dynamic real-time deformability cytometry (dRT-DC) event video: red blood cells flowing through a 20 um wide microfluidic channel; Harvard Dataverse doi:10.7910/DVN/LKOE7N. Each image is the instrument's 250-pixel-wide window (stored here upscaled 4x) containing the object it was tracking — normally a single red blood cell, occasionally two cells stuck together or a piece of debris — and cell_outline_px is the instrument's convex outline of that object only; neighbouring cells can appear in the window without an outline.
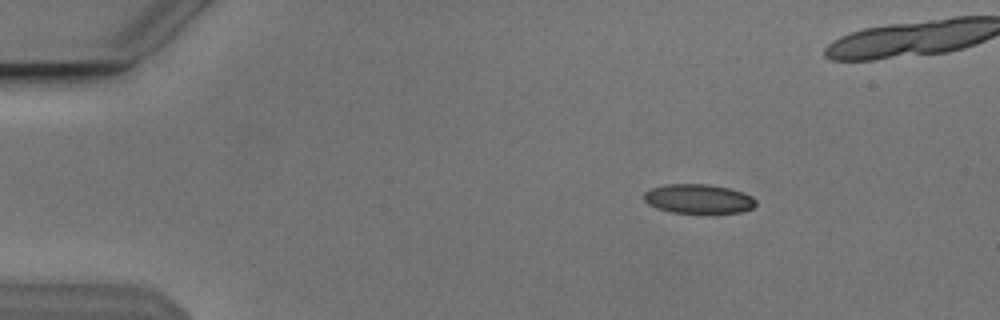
{"species": "Egyptian fruit bat (a non-hibernating species)", "species_latin": "Rousettus aegyptiacus", "temperature_condition": "cold", "stored_images_in_passage": 54, "camera_frame_rate_fps": 3000, "um_per_image_px": 0.085, "animal": {"sex": "male"}, "frame": {"image": 1, "passage_image": 8, "time_ms": 2.333, "image_size_px": [1000, 320], "cell_outline_px": [[756, 204], [752, 208], [740, 212], [672, 212], [656, 208], [648, 204], [644, 200], [644, 192], [652, 188], [668, 184], [708, 184], [728, 188], [752, 196], [756, 200]], "centroid_in_image_um": [59.34, 16.89], "position_along_channel_um": 25.7, "area_um2": 18.79}}
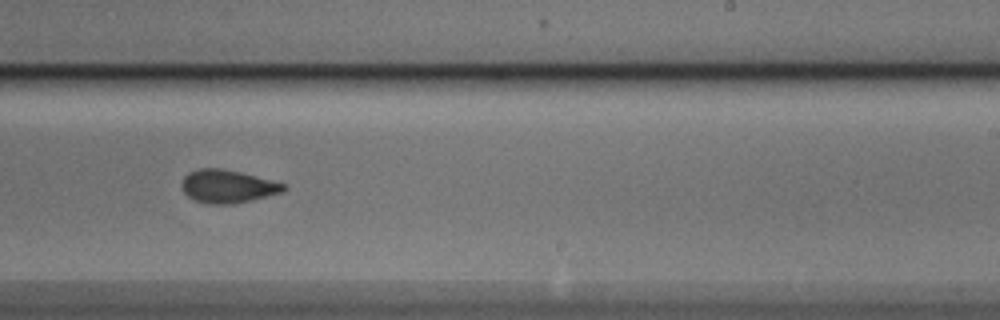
{"frame": {"image": 2, "passage_image": 33, "time_ms": 10.667, "image_size_px": [1000, 320], "cell_outline_px": [[284, 188], [280, 192], [252, 200], [232, 204], [208, 204], [196, 200], [188, 196], [184, 192], [184, 176], [188, 172], [196, 168], [220, 168], [240, 172], [284, 184]], "centroid_in_image_um": [19.3, 15.83], "position_along_channel_um": 269.7, "area_um2": 19.13}}
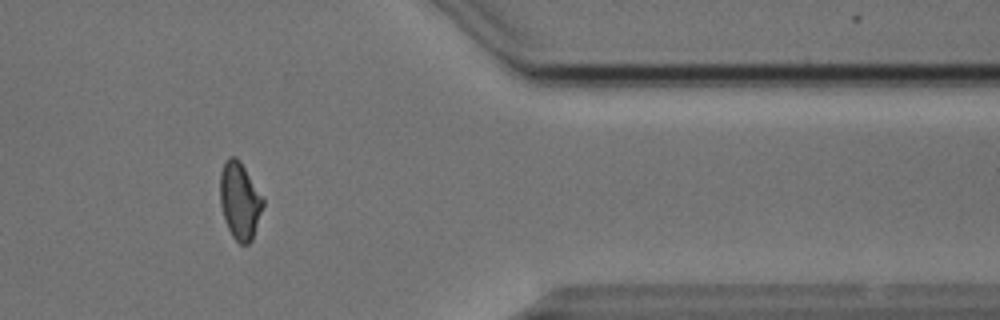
{"frame": {"image": 3, "passage_image": 44, "time_ms": 14.333, "image_size_px": [1000, 320], "cell_outline_px": [[264, 204], [252, 240], [248, 244], [240, 244], [232, 236], [224, 220], [220, 204], [220, 172], [228, 156], [236, 156], [240, 160], [264, 200]], "centroid_in_image_um": [20.36, 17.06], "position_along_channel_um": 391.0, "area_um2": 19.25}, "authors_computed_cell_mechanics": {"area_um2": 19.3919, "velocity_mm_per_s": 3.8472, "shape_relaxation_time_tau1_ms": 4.7223, "shape_relaxation_time_tau2_ms": 1.6306, "deformation_change_tau1": 0.1321, "deformation_change_tau2": 0.0806}}